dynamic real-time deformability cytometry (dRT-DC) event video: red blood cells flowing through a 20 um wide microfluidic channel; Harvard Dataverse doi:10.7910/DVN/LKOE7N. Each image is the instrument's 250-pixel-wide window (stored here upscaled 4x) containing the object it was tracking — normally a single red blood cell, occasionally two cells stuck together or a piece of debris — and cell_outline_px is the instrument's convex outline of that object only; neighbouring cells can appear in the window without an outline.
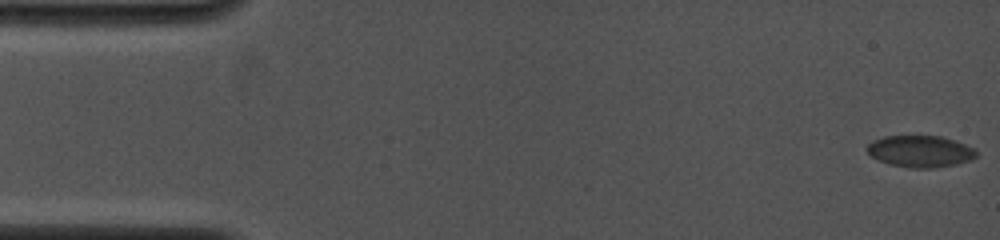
{"species": "common noctule bat (a hibernating species)", "species_latin": "Nyctalus noctula", "temperature_condition": "cold", "stored_images_in_passage": 15, "camera_frame_rate_fps": 4000, "um_per_image_px": 0.085, "animal": {"sex": "female", "body_mass_g": 19.0, "forearm_length_mm": 53.3}, "frame": {"image": 1, "passage_image": 1, "time_ms": 0.0, "image_size_px": [1000, 240], "cell_outline_px": [[976, 156], [968, 160], [956, 164], [932, 168], [908, 168], [892, 164], [880, 160], [872, 156], [864, 148], [872, 140], [884, 136], [940, 136], [976, 148]], "centroid_in_image_um": [78.19, 12.86], "position_along_channel_um": 6.8, "area_um2": 20.0}}
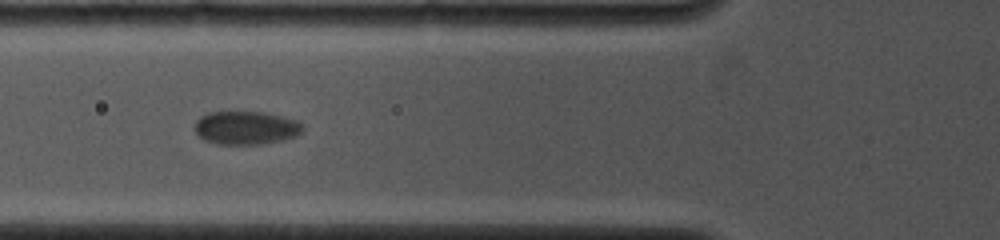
{"frame": {"image": 2, "passage_image": 13, "time_ms": 6.25, "image_size_px": [1000, 240], "cell_outline_px": [[304, 128], [296, 136], [284, 140], [260, 144], [216, 144], [204, 140], [192, 128], [196, 120], [200, 116], [208, 112], [264, 112], [296, 120], [304, 124]], "centroid_in_image_um": [20.88, 10.86], "position_along_channel_um": 104.9, "area_um2": 21.15}}
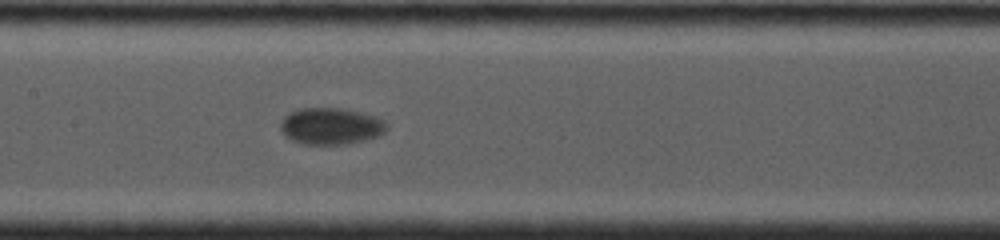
{"frame": {"image": 3, "passage_image": 15, "time_ms": 8.25, "image_size_px": [1000, 240], "cell_outline_px": [[388, 128], [380, 136], [364, 140], [344, 144], [304, 144], [292, 140], [284, 136], [280, 128], [280, 124], [284, 116], [300, 108], [340, 108], [372, 116], [384, 120], [388, 124]], "centroid_in_image_um": [28.11, 10.73], "position_along_channel_um": 179.3, "area_um2": 22.54}}